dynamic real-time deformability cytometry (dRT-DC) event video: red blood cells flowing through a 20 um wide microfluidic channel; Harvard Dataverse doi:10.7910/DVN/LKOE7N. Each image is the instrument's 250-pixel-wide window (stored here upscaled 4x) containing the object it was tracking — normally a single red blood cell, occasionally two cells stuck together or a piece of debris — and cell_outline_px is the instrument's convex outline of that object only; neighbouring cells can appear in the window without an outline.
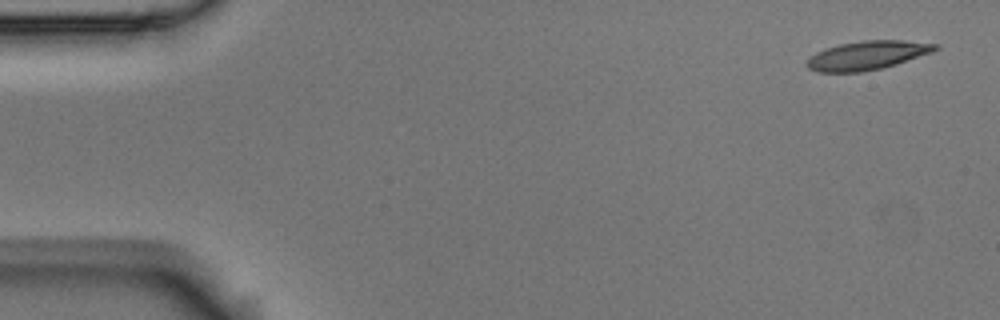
{"species": "Egyptian fruit bat (a non-hibernating species)", "species_latin": "Rousettus aegyptiacus", "temperature_condition": "room temperature", "stored_images_in_passage": 55, "camera_frame_rate_fps": 3000, "um_per_image_px": 0.085, "animal": {"sex": "male"}, "frame": {"image": 1, "passage_image": 1, "time_ms": 0.0, "image_size_px": [1000, 320], "cell_outline_px": [[940, 48], [932, 52], [896, 64], [880, 68], [860, 72], [816, 72], [808, 68], [808, 56], [824, 48], [840, 44], [864, 40], [904, 40], [940, 44]], "centroid_in_image_um": [73.72, 4.69], "position_along_channel_um": 11.3, "area_um2": 21.56}}
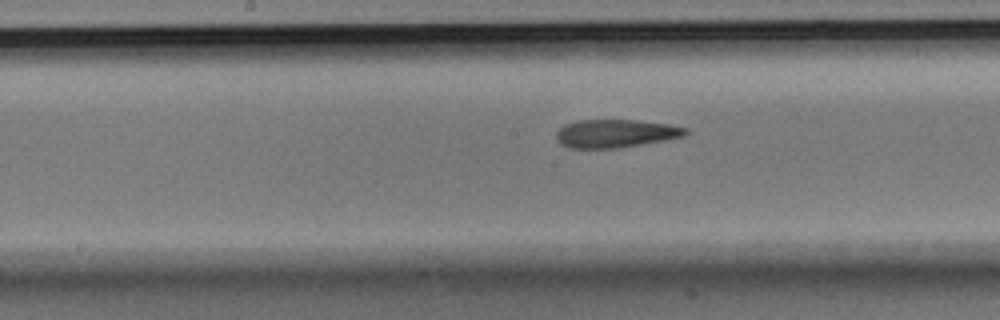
{"frame": {"image": 2, "passage_image": 27, "time_ms": 8.667, "image_size_px": [1000, 320], "cell_outline_px": [[688, 132], [684, 136], [668, 140], [620, 148], [568, 148], [560, 144], [556, 136], [556, 132], [564, 124], [580, 120], [636, 120], [668, 124], [688, 128]], "centroid_in_image_um": [52.34, 11.35], "position_along_channel_um": 195.9, "area_um2": 21.39}}
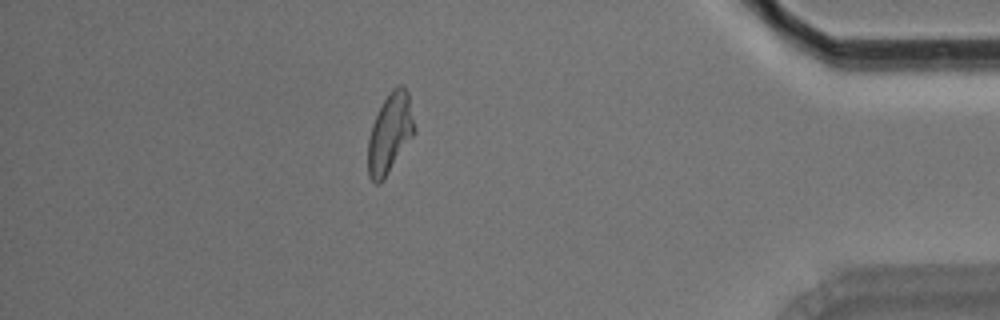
{"frame": {"image": 3, "passage_image": 48, "time_ms": 15.667, "image_size_px": [1000, 320], "cell_outline_px": [[416, 132], [384, 180], [380, 184], [376, 184], [368, 176], [368, 136], [372, 124], [384, 100], [392, 88], [396, 84], [400, 84], [408, 92], [416, 128]], "centroid_in_image_um": [33.15, 11.34], "position_along_channel_um": 402.0, "area_um2": 21.79}, "authors_computed_cell_mechanics": {"area_um2": 21.7328, "velocity_mm_per_s": 3.5328, "shape_relaxation_time_tau1_ms": 10.0655, "shape_relaxation_time_tau2_ms": 4.2878, "deformation_change_tau1": 0.2535, "deformation_change_tau2": 0.1369}}